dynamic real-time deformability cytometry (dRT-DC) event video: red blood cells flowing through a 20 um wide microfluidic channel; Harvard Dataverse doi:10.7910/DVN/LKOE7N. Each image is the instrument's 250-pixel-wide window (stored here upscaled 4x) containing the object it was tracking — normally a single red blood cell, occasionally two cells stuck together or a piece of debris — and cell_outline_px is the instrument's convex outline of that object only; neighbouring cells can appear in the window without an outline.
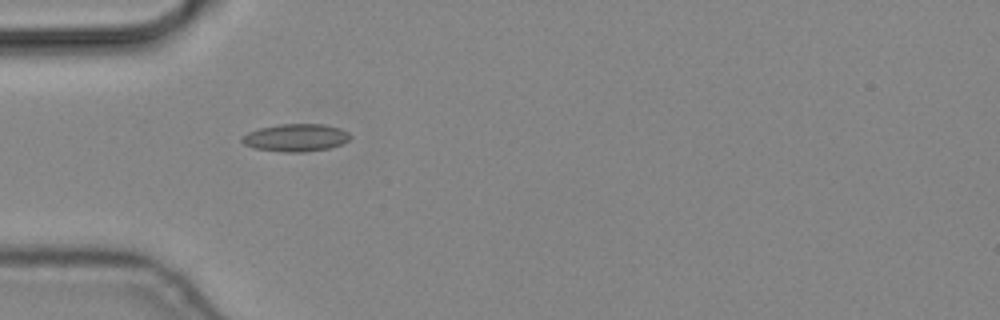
{"species": "common noctule bat (a hibernating species)", "species_latin": "Nyctalus noctula", "temperature_condition": "cold", "stored_images_in_passage": 2, "camera_frame_rate_fps": 3000, "um_per_image_px": 0.085, "animal": {"sex": "male", "body_mass_g": 19.2, "forearm_length_mm": 51.8}, "frame": {"image": 1, "passage_image": 1, "time_ms": 0.0, "image_size_px": [1000, 320], "cell_outline_px": [[352, 136], [348, 140], [340, 144], [328, 148], [304, 152], [284, 152], [252, 148], [244, 144], [240, 140], [240, 136], [248, 132], [260, 128], [280, 124], [324, 124], [340, 128], [348, 132]], "centroid_in_image_um": [25.11, 11.7], "position_along_channel_um": 59.9, "area_um2": 17.46}}
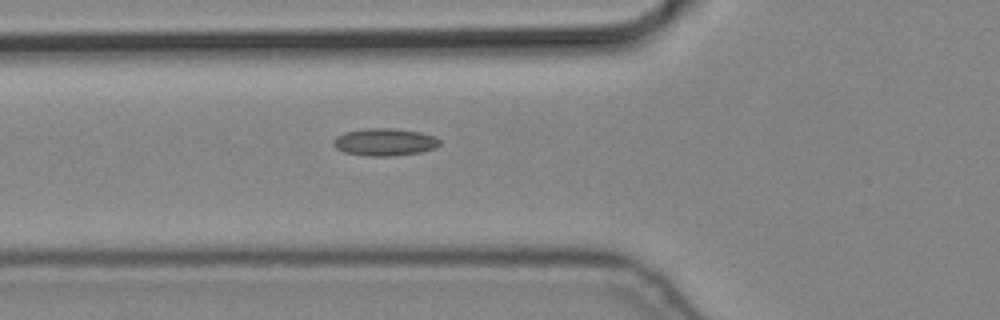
{"frame": {"image": 2, "passage_image": 2, "time_ms": 0.333, "image_size_px": [1000, 320], "cell_outline_px": [[440, 144], [436, 148], [420, 152], [392, 156], [368, 156], [344, 152], [336, 148], [332, 144], [332, 140], [336, 136], [344, 132], [364, 128], [392, 128], [420, 132], [432, 136], [440, 140]], "centroid_in_image_um": [32.66, 12.07], "position_along_channel_um": 93.1, "area_um2": 17.05}}